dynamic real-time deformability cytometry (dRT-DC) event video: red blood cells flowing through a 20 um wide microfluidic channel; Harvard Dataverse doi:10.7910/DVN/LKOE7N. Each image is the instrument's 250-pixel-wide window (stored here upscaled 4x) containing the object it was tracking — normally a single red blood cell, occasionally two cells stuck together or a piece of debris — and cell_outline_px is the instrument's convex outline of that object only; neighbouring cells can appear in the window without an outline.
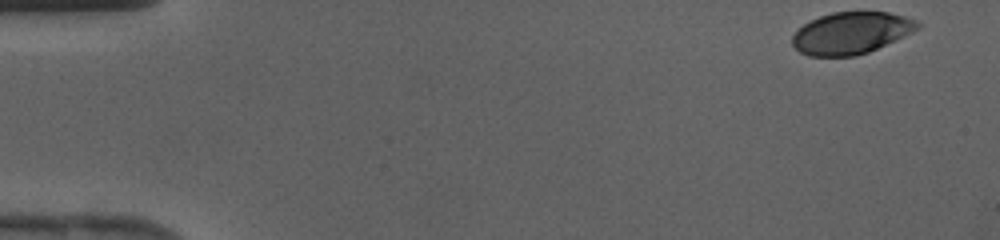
{"species": "human", "species_latin": "Homo sapiens", "temperature_condition": "cold", "stored_images_in_passage": 41, "camera_frame_rate_fps": 3000, "um_per_image_px": 0.085, "donor": {"sex": "female"}, "frame": {"image": 1, "passage_image": 1, "time_ms": 0.0, "image_size_px": [1000, 240], "cell_outline_px": [[920, 28], [912, 32], [868, 52], [856, 56], [808, 56], [800, 52], [792, 44], [792, 36], [804, 24], [820, 16], [832, 12], [888, 12], [904, 16], [916, 20], [920, 24]], "centroid_in_image_um": [72.34, 2.81], "position_along_channel_um": 12.7, "area_um2": 30.29}}
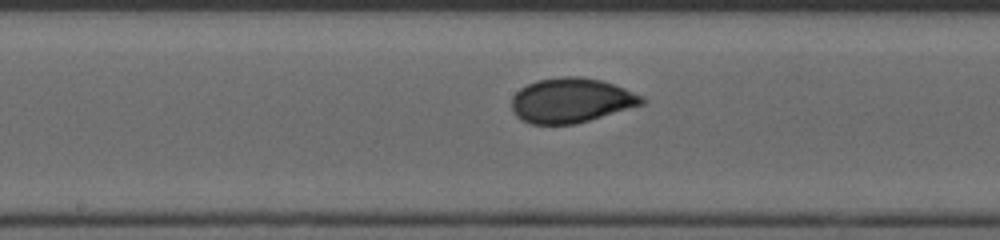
{"frame": {"image": 2, "passage_image": 21, "time_ms": 6.667, "image_size_px": [1000, 240], "cell_outline_px": [[648, 100], [644, 104], [576, 124], [532, 124], [516, 116], [512, 108], [512, 96], [520, 88], [536, 80], [564, 76], [580, 76], [600, 80], [624, 88], [644, 96]], "centroid_in_image_um": [48.57, 8.53], "position_along_channel_um": 199.6, "area_um2": 33.93}}
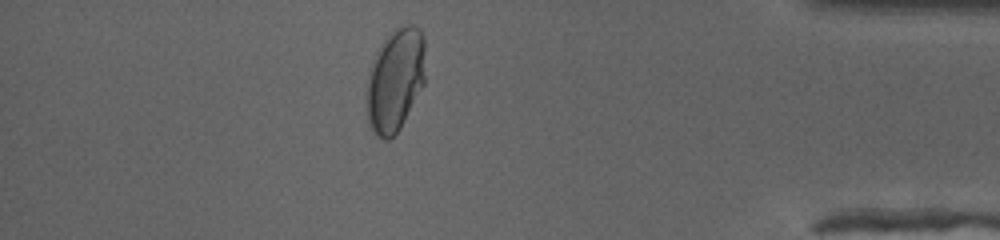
{"frame": {"image": 3, "passage_image": 36, "time_ms": 11.667, "image_size_px": [1000, 240], "cell_outline_px": [[424, 84], [400, 128], [388, 140], [384, 140], [376, 136], [368, 124], [364, 92], [368, 72], [372, 60], [380, 44], [388, 32], [392, 28], [404, 24], [412, 24], [420, 28], [424, 36]], "centroid_in_image_um": [33.55, 6.76], "position_along_channel_um": 401.7, "area_um2": 36.24}}